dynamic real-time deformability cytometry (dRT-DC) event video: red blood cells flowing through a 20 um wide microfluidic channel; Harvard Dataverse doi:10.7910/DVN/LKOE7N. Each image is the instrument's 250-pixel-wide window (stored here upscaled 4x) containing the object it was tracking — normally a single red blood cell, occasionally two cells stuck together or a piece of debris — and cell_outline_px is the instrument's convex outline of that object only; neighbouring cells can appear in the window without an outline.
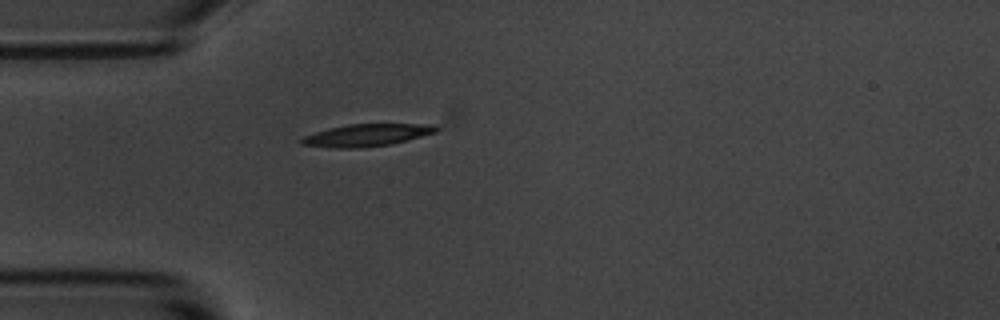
{"species": "common noctule bat (a hibernating species)", "species_latin": "Nyctalus noctula", "temperature_condition": "room temperature", "stored_images_in_passage": 1, "camera_frame_rate_fps": 3000, "um_per_image_px": 0.085, "animal": {"sex": "male", "body_mass_g": 20.1, "forearm_length_mm": 53.5}, "frame": {"image": 1, "passage_image": 1, "time_ms": 0.0, "image_size_px": [1000, 320], "cell_outline_px": [[440, 128], [436, 132], [392, 144], [360, 148], [332, 148], [300, 144], [300, 140], [304, 136], [328, 128], [348, 124], [432, 124]], "centroid_in_image_um": [31.16, 11.49], "position_along_channel_um": 53.8, "area_um2": 17.46}}